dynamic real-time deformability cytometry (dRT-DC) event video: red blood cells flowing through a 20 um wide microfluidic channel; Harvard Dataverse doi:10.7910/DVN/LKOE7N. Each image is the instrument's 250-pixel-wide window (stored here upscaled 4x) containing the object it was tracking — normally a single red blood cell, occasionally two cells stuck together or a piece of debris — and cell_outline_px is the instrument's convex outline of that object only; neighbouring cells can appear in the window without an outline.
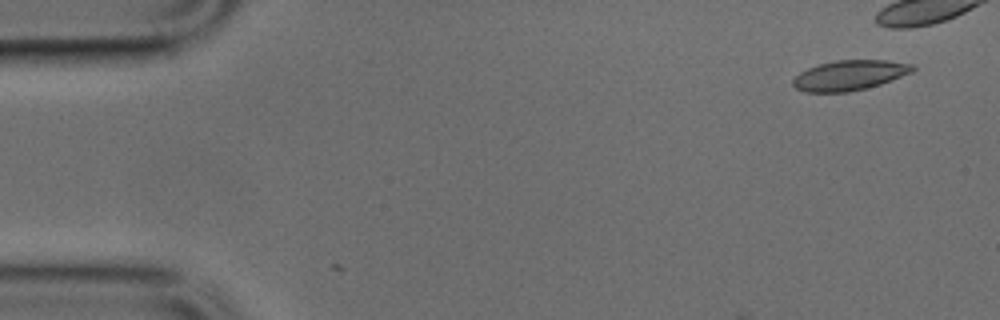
{"species": "common noctule bat (a hibernating species)", "species_latin": "Nyctalus noctula", "temperature_condition": "cold", "stored_images_in_passage": 2, "camera_frame_rate_fps": 3000, "um_per_image_px": 0.085, "animal": {"sex": "male", "body_mass_g": 17.9, "forearm_length_mm": 54.2}, "frame": {"image": 1, "passage_image": 2, "time_ms": 0.333, "image_size_px": [1000, 320], "cell_outline_px": [[916, 68], [912, 72], [880, 84], [848, 92], [804, 92], [796, 88], [792, 84], [792, 80], [800, 72], [808, 68], [820, 64], [836, 60], [884, 60], [912, 64]], "centroid_in_image_um": [72.19, 6.4], "position_along_channel_um": 12.8, "area_um2": 20.75}}